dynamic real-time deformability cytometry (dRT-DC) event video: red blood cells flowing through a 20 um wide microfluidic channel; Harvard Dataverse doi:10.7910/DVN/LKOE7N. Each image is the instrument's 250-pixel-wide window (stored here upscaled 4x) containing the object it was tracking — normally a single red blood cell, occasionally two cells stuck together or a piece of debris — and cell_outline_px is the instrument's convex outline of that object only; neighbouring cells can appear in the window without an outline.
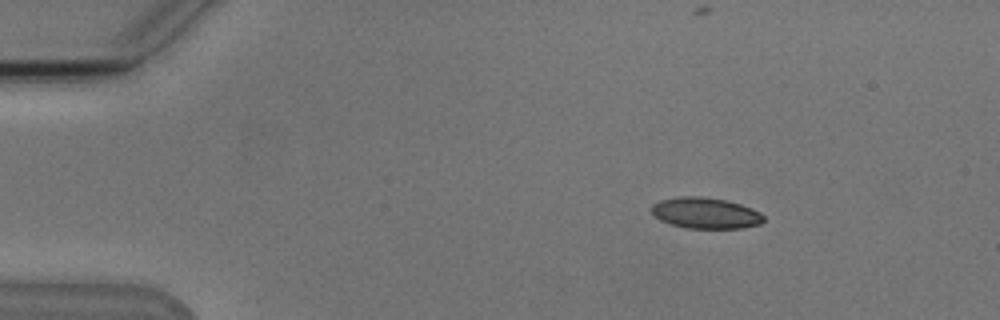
{"species": "Egyptian fruit bat (a non-hibernating species)", "species_latin": "Rousettus aegyptiacus", "temperature_condition": "cold", "stored_images_in_passage": 4, "camera_frame_rate_fps": 3000, "um_per_image_px": 0.085, "animal": {"sex": "male"}, "frame": {"image": 1, "passage_image": 2, "time_ms": 1.333, "image_size_px": [1000, 320], "cell_outline_px": [[764, 220], [760, 224], [740, 228], [688, 228], [672, 224], [660, 220], [652, 212], [652, 204], [660, 200], [680, 196], [700, 196], [724, 200], [740, 204], [752, 208], [760, 212], [764, 216]], "centroid_in_image_um": [59.98, 18.1], "position_along_channel_um": 25.0, "area_um2": 20.11}}